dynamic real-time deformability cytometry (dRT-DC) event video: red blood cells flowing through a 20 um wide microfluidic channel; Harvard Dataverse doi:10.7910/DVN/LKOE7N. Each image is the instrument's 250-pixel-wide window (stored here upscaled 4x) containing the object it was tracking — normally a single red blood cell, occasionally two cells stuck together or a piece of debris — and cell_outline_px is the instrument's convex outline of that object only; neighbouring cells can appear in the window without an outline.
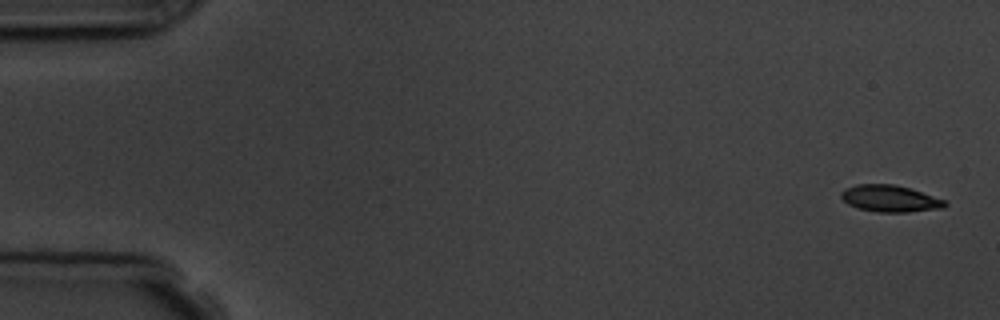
{"species": "common noctule bat (a hibernating species)", "species_latin": "Nyctalus noctula", "temperature_condition": "room temperature", "stored_images_in_passage": 6, "camera_frame_rate_fps": 3000, "um_per_image_px": 0.085, "animal": {"sex": "male", "body_mass_g": 19.5, "forearm_length_mm": 54.6}, "frame": {"image": 1, "passage_image": 1, "time_ms": 0.0, "image_size_px": [1000, 320], "cell_outline_px": [[948, 204], [944, 208], [908, 212], [876, 212], [856, 208], [848, 204], [840, 196], [840, 192], [844, 188], [856, 184], [892, 184], [908, 188], [944, 200]], "centroid_in_image_um": [75.6, 16.88], "position_along_channel_um": 9.4, "area_um2": 16.13}}
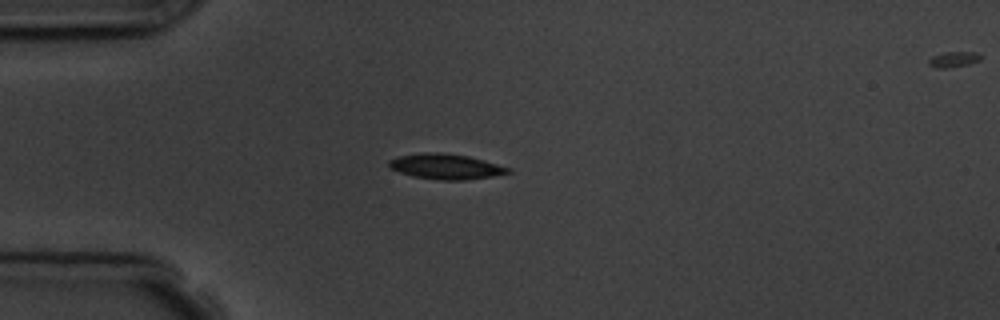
{"frame": {"image": 2, "passage_image": 5, "time_ms": 4.333, "image_size_px": [1000, 320], "cell_outline_px": [[512, 172], [492, 176], [464, 180], [440, 180], [412, 176], [388, 168], [388, 160], [396, 156], [424, 152], [444, 152], [468, 156], [484, 160], [512, 168]], "centroid_in_image_um": [37.87, 14.14], "position_along_channel_um": 47.1, "area_um2": 17.8}}